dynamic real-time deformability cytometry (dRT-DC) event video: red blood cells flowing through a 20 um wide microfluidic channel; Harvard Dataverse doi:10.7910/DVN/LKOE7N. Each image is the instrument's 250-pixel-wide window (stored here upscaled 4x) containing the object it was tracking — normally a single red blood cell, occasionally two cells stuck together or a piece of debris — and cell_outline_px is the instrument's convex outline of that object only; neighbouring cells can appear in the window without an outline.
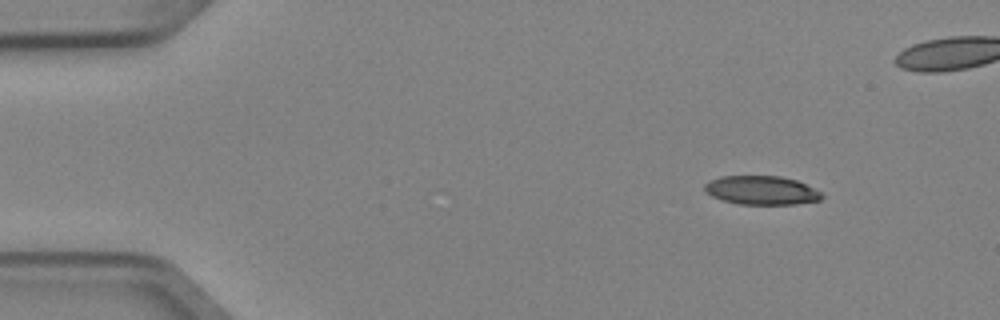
{"species": "Egyptian fruit bat (a non-hibernating species)", "species_latin": "Rousettus aegyptiacus", "temperature_condition": "cold", "stored_images_in_passage": 4, "camera_frame_rate_fps": 3000, "um_per_image_px": 0.085, "animal": {"sex": "female"}, "frame": {"image": 1, "passage_image": 1, "time_ms": 0.0, "image_size_px": [1000, 320], "cell_outline_px": [[824, 196], [820, 200], [796, 204], [740, 204], [724, 200], [712, 196], [704, 192], [704, 184], [708, 180], [720, 176], [780, 176], [796, 180], [824, 192]], "centroid_in_image_um": [64.74, 16.17], "position_along_channel_um": 20.3, "area_um2": 19.83}}